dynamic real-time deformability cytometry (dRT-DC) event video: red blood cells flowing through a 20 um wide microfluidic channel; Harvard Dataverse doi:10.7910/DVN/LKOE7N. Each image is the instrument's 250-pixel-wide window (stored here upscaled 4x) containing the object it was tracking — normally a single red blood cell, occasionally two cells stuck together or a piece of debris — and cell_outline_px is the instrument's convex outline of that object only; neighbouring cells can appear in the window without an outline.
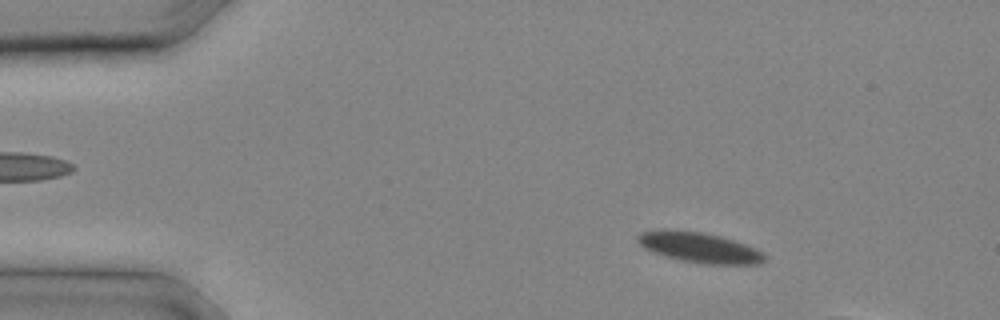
{"species": "common noctule bat (a hibernating species)", "species_latin": "Nyctalus noctula", "temperature_condition": "cold", "stored_images_in_passage": 7, "camera_frame_rate_fps": 3000, "um_per_image_px": 0.085, "animal": {"sex": "male", "body_mass_g": 20.4}, "frame": {"image": 1, "passage_image": 3, "time_ms": 0.667, "image_size_px": [1000, 320], "cell_outline_px": [[768, 260], [760, 264], [704, 264], [684, 260], [668, 256], [644, 248], [636, 240], [636, 236], [640, 232], [660, 228], [664, 228], [700, 232], [720, 236], [756, 248], [764, 252]], "centroid_in_image_um": [59.46, 21.02], "position_along_channel_um": 25.5, "area_um2": 22.43}}